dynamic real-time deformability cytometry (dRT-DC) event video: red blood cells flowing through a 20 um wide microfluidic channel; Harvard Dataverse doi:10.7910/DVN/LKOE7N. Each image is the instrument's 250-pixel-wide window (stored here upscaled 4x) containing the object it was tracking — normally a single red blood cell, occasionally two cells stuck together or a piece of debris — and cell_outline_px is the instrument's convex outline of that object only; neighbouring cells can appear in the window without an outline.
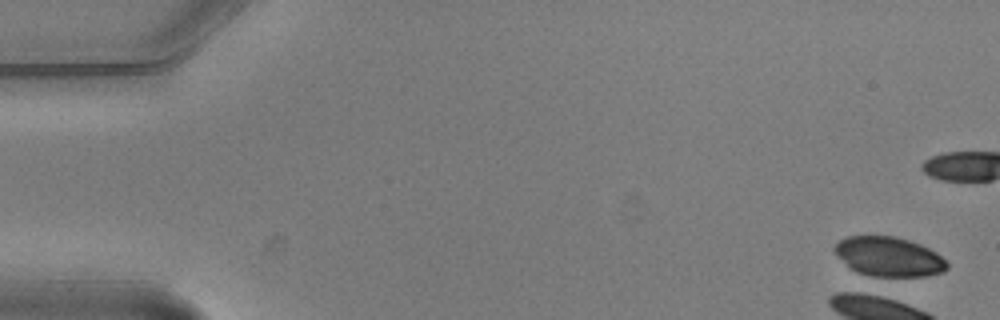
{"species": "common noctule bat (a hibernating species)", "species_latin": "Nyctalus noctula", "temperature_condition": "warm", "stored_images_in_passage": 2, "camera_frame_rate_fps": 3000, "um_per_image_px": 0.085, "animal": {"sex": "male", "body_mass_g": 20.5, "forearm_length_mm": 52.5}, "frame": {"image": 1, "passage_image": 1, "time_ms": 0.0, "image_size_px": [1000, 320], "cell_outline_px": [[948, 268], [944, 272], [924, 276], [880, 280], [856, 272], [848, 268], [832, 248], [840, 240], [848, 236], [896, 236], [920, 244], [936, 252], [948, 264]], "centroid_in_image_um": [75.54, 21.87], "position_along_channel_um": 9.5, "area_um2": 26.7}}